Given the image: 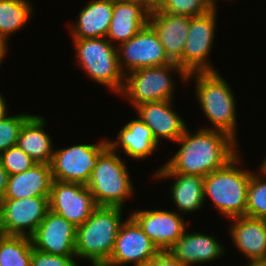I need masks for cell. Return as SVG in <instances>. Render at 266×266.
<instances>
[{"label":"cell","instance_id":"6da1fadb","mask_svg":"<svg viewBox=\"0 0 266 266\" xmlns=\"http://www.w3.org/2000/svg\"><path fill=\"white\" fill-rule=\"evenodd\" d=\"M192 133L189 128L185 130L175 142L180 148L155 173H182L205 177L225 166L240 153L237 140L226 132L199 128Z\"/></svg>","mask_w":266,"mask_h":266},{"label":"cell","instance_id":"7a4b0ae2","mask_svg":"<svg viewBox=\"0 0 266 266\" xmlns=\"http://www.w3.org/2000/svg\"><path fill=\"white\" fill-rule=\"evenodd\" d=\"M190 80L195 82L198 104L211 124L204 129L221 130L238 140L236 98L229 83L219 71L194 72L187 75V84Z\"/></svg>","mask_w":266,"mask_h":266},{"label":"cell","instance_id":"3957f363","mask_svg":"<svg viewBox=\"0 0 266 266\" xmlns=\"http://www.w3.org/2000/svg\"><path fill=\"white\" fill-rule=\"evenodd\" d=\"M239 153L222 168L204 177V201H212L225 218L245 216L251 170L241 168ZM240 166V167H239Z\"/></svg>","mask_w":266,"mask_h":266},{"label":"cell","instance_id":"277c9868","mask_svg":"<svg viewBox=\"0 0 266 266\" xmlns=\"http://www.w3.org/2000/svg\"><path fill=\"white\" fill-rule=\"evenodd\" d=\"M123 222V208L98 206L76 231V258L108 262Z\"/></svg>","mask_w":266,"mask_h":266},{"label":"cell","instance_id":"5b68a950","mask_svg":"<svg viewBox=\"0 0 266 266\" xmlns=\"http://www.w3.org/2000/svg\"><path fill=\"white\" fill-rule=\"evenodd\" d=\"M123 160L108 144L99 152L86 184L97 206L125 208V202L134 196L133 182Z\"/></svg>","mask_w":266,"mask_h":266},{"label":"cell","instance_id":"8992f818","mask_svg":"<svg viewBox=\"0 0 266 266\" xmlns=\"http://www.w3.org/2000/svg\"><path fill=\"white\" fill-rule=\"evenodd\" d=\"M77 63L89 78L118 95L122 92L125 74L121 70L117 47L106 37L72 39Z\"/></svg>","mask_w":266,"mask_h":266},{"label":"cell","instance_id":"52a82bcc","mask_svg":"<svg viewBox=\"0 0 266 266\" xmlns=\"http://www.w3.org/2000/svg\"><path fill=\"white\" fill-rule=\"evenodd\" d=\"M175 72L186 84L187 74L177 63L131 71L125 75L120 95L127 97L133 108L146 102L174 100L176 81L172 73Z\"/></svg>","mask_w":266,"mask_h":266},{"label":"cell","instance_id":"ba28073f","mask_svg":"<svg viewBox=\"0 0 266 266\" xmlns=\"http://www.w3.org/2000/svg\"><path fill=\"white\" fill-rule=\"evenodd\" d=\"M217 8L216 5L203 15L189 17V32L181 56V68L187 75L218 71L208 60L216 33Z\"/></svg>","mask_w":266,"mask_h":266},{"label":"cell","instance_id":"9c48e42d","mask_svg":"<svg viewBox=\"0 0 266 266\" xmlns=\"http://www.w3.org/2000/svg\"><path fill=\"white\" fill-rule=\"evenodd\" d=\"M108 144V138L97 144H75L54 149L50 163L53 179L62 182L87 184L95 168L99 152Z\"/></svg>","mask_w":266,"mask_h":266},{"label":"cell","instance_id":"30bf717a","mask_svg":"<svg viewBox=\"0 0 266 266\" xmlns=\"http://www.w3.org/2000/svg\"><path fill=\"white\" fill-rule=\"evenodd\" d=\"M50 196L0 201V234L31 237L50 210Z\"/></svg>","mask_w":266,"mask_h":266},{"label":"cell","instance_id":"8fae6325","mask_svg":"<svg viewBox=\"0 0 266 266\" xmlns=\"http://www.w3.org/2000/svg\"><path fill=\"white\" fill-rule=\"evenodd\" d=\"M116 47L119 64L125 75L136 69L173 63L149 23L134 37Z\"/></svg>","mask_w":266,"mask_h":266},{"label":"cell","instance_id":"7c38bea8","mask_svg":"<svg viewBox=\"0 0 266 266\" xmlns=\"http://www.w3.org/2000/svg\"><path fill=\"white\" fill-rule=\"evenodd\" d=\"M50 210L70 221L83 224L98 207L89 188L78 182L53 179L49 197Z\"/></svg>","mask_w":266,"mask_h":266},{"label":"cell","instance_id":"4fadbf2b","mask_svg":"<svg viewBox=\"0 0 266 266\" xmlns=\"http://www.w3.org/2000/svg\"><path fill=\"white\" fill-rule=\"evenodd\" d=\"M160 252L159 248L143 232L141 226L130 215L118 231L115 246L108 263L115 266H143Z\"/></svg>","mask_w":266,"mask_h":266},{"label":"cell","instance_id":"5bb4252c","mask_svg":"<svg viewBox=\"0 0 266 266\" xmlns=\"http://www.w3.org/2000/svg\"><path fill=\"white\" fill-rule=\"evenodd\" d=\"M77 227L49 210L30 237L34 249L59 256H76Z\"/></svg>","mask_w":266,"mask_h":266},{"label":"cell","instance_id":"9a60e30c","mask_svg":"<svg viewBox=\"0 0 266 266\" xmlns=\"http://www.w3.org/2000/svg\"><path fill=\"white\" fill-rule=\"evenodd\" d=\"M130 215L160 251H167L188 227L185 218L177 211L144 209L133 210Z\"/></svg>","mask_w":266,"mask_h":266},{"label":"cell","instance_id":"2e32d148","mask_svg":"<svg viewBox=\"0 0 266 266\" xmlns=\"http://www.w3.org/2000/svg\"><path fill=\"white\" fill-rule=\"evenodd\" d=\"M173 100L146 102L136 106V114L151 129L154 139L175 143L188 128L184 119L173 108Z\"/></svg>","mask_w":266,"mask_h":266},{"label":"cell","instance_id":"e0dca14e","mask_svg":"<svg viewBox=\"0 0 266 266\" xmlns=\"http://www.w3.org/2000/svg\"><path fill=\"white\" fill-rule=\"evenodd\" d=\"M211 234L187 232L167 250L185 266L201 265L220 259L225 254V247Z\"/></svg>","mask_w":266,"mask_h":266},{"label":"cell","instance_id":"ac0fdd59","mask_svg":"<svg viewBox=\"0 0 266 266\" xmlns=\"http://www.w3.org/2000/svg\"><path fill=\"white\" fill-rule=\"evenodd\" d=\"M230 220L228 232L238 252L249 262H266V219L238 216Z\"/></svg>","mask_w":266,"mask_h":266},{"label":"cell","instance_id":"d6986e66","mask_svg":"<svg viewBox=\"0 0 266 266\" xmlns=\"http://www.w3.org/2000/svg\"><path fill=\"white\" fill-rule=\"evenodd\" d=\"M153 27L168 56L181 67V56L189 32V17L162 12L157 7L149 15Z\"/></svg>","mask_w":266,"mask_h":266},{"label":"cell","instance_id":"ffe728a7","mask_svg":"<svg viewBox=\"0 0 266 266\" xmlns=\"http://www.w3.org/2000/svg\"><path fill=\"white\" fill-rule=\"evenodd\" d=\"M137 118L126 123L117 134L116 140H108V145L115 152L121 149L127 157L134 160H145L160 144L154 139L151 129Z\"/></svg>","mask_w":266,"mask_h":266},{"label":"cell","instance_id":"44dd1931","mask_svg":"<svg viewBox=\"0 0 266 266\" xmlns=\"http://www.w3.org/2000/svg\"><path fill=\"white\" fill-rule=\"evenodd\" d=\"M113 15V0H93L87 3L72 23L69 32L72 39L106 37Z\"/></svg>","mask_w":266,"mask_h":266},{"label":"cell","instance_id":"7402d4cb","mask_svg":"<svg viewBox=\"0 0 266 266\" xmlns=\"http://www.w3.org/2000/svg\"><path fill=\"white\" fill-rule=\"evenodd\" d=\"M149 15L140 5L113 0V15L106 38L111 44L117 43L116 46L128 41L149 23Z\"/></svg>","mask_w":266,"mask_h":266},{"label":"cell","instance_id":"603a6c76","mask_svg":"<svg viewBox=\"0 0 266 266\" xmlns=\"http://www.w3.org/2000/svg\"><path fill=\"white\" fill-rule=\"evenodd\" d=\"M152 176L163 180L174 179L169 190L179 214L193 213L204 207L203 176L182 173H155Z\"/></svg>","mask_w":266,"mask_h":266},{"label":"cell","instance_id":"cb8c5ba5","mask_svg":"<svg viewBox=\"0 0 266 266\" xmlns=\"http://www.w3.org/2000/svg\"><path fill=\"white\" fill-rule=\"evenodd\" d=\"M52 181L50 165L36 163L27 171L9 176L3 199L50 196Z\"/></svg>","mask_w":266,"mask_h":266},{"label":"cell","instance_id":"d4e9b609","mask_svg":"<svg viewBox=\"0 0 266 266\" xmlns=\"http://www.w3.org/2000/svg\"><path fill=\"white\" fill-rule=\"evenodd\" d=\"M46 123L44 117L31 115L22 126L16 145L36 163L50 165L55 147L52 137L44 130Z\"/></svg>","mask_w":266,"mask_h":266},{"label":"cell","instance_id":"484cf974","mask_svg":"<svg viewBox=\"0 0 266 266\" xmlns=\"http://www.w3.org/2000/svg\"><path fill=\"white\" fill-rule=\"evenodd\" d=\"M33 10L28 0H0V38L8 44L10 35L26 26Z\"/></svg>","mask_w":266,"mask_h":266},{"label":"cell","instance_id":"4316f807","mask_svg":"<svg viewBox=\"0 0 266 266\" xmlns=\"http://www.w3.org/2000/svg\"><path fill=\"white\" fill-rule=\"evenodd\" d=\"M32 254L30 237L0 234V266H30Z\"/></svg>","mask_w":266,"mask_h":266},{"label":"cell","instance_id":"83f0119b","mask_svg":"<svg viewBox=\"0 0 266 266\" xmlns=\"http://www.w3.org/2000/svg\"><path fill=\"white\" fill-rule=\"evenodd\" d=\"M245 216L266 219V176L254 170L247 190Z\"/></svg>","mask_w":266,"mask_h":266},{"label":"cell","instance_id":"f1b7e54d","mask_svg":"<svg viewBox=\"0 0 266 266\" xmlns=\"http://www.w3.org/2000/svg\"><path fill=\"white\" fill-rule=\"evenodd\" d=\"M217 4L216 0H164L157 8L162 12L193 17L209 12Z\"/></svg>","mask_w":266,"mask_h":266},{"label":"cell","instance_id":"f546056e","mask_svg":"<svg viewBox=\"0 0 266 266\" xmlns=\"http://www.w3.org/2000/svg\"><path fill=\"white\" fill-rule=\"evenodd\" d=\"M8 111L0 117V154L17 144L22 126L31 116L29 113L9 116Z\"/></svg>","mask_w":266,"mask_h":266},{"label":"cell","instance_id":"4dcf8cb0","mask_svg":"<svg viewBox=\"0 0 266 266\" xmlns=\"http://www.w3.org/2000/svg\"><path fill=\"white\" fill-rule=\"evenodd\" d=\"M2 166L9 175H15L29 170L36 162L17 145L0 154Z\"/></svg>","mask_w":266,"mask_h":266},{"label":"cell","instance_id":"1f68e13d","mask_svg":"<svg viewBox=\"0 0 266 266\" xmlns=\"http://www.w3.org/2000/svg\"><path fill=\"white\" fill-rule=\"evenodd\" d=\"M76 256H59L33 248L30 266H78Z\"/></svg>","mask_w":266,"mask_h":266},{"label":"cell","instance_id":"d6a6232c","mask_svg":"<svg viewBox=\"0 0 266 266\" xmlns=\"http://www.w3.org/2000/svg\"><path fill=\"white\" fill-rule=\"evenodd\" d=\"M143 266H185L174 258L168 251H160L155 257L147 261Z\"/></svg>","mask_w":266,"mask_h":266},{"label":"cell","instance_id":"836d02e7","mask_svg":"<svg viewBox=\"0 0 266 266\" xmlns=\"http://www.w3.org/2000/svg\"><path fill=\"white\" fill-rule=\"evenodd\" d=\"M9 176L10 175L8 174L6 169L2 166V163L0 161V201L3 199L6 193Z\"/></svg>","mask_w":266,"mask_h":266},{"label":"cell","instance_id":"e575fe53","mask_svg":"<svg viewBox=\"0 0 266 266\" xmlns=\"http://www.w3.org/2000/svg\"><path fill=\"white\" fill-rule=\"evenodd\" d=\"M124 3L136 4L144 7L149 13H151L156 7L150 0H119Z\"/></svg>","mask_w":266,"mask_h":266},{"label":"cell","instance_id":"d590c367","mask_svg":"<svg viewBox=\"0 0 266 266\" xmlns=\"http://www.w3.org/2000/svg\"><path fill=\"white\" fill-rule=\"evenodd\" d=\"M8 53V44L0 38V65Z\"/></svg>","mask_w":266,"mask_h":266},{"label":"cell","instance_id":"8d00e7d4","mask_svg":"<svg viewBox=\"0 0 266 266\" xmlns=\"http://www.w3.org/2000/svg\"><path fill=\"white\" fill-rule=\"evenodd\" d=\"M6 99L4 98V96L1 95L0 93V117L7 111L9 110L7 108V103L5 101Z\"/></svg>","mask_w":266,"mask_h":266},{"label":"cell","instance_id":"74e56055","mask_svg":"<svg viewBox=\"0 0 266 266\" xmlns=\"http://www.w3.org/2000/svg\"><path fill=\"white\" fill-rule=\"evenodd\" d=\"M262 161L261 166L258 168V172L266 176V157H264V160Z\"/></svg>","mask_w":266,"mask_h":266},{"label":"cell","instance_id":"f35d334b","mask_svg":"<svg viewBox=\"0 0 266 266\" xmlns=\"http://www.w3.org/2000/svg\"><path fill=\"white\" fill-rule=\"evenodd\" d=\"M92 266H115L108 262H91Z\"/></svg>","mask_w":266,"mask_h":266},{"label":"cell","instance_id":"ab89813d","mask_svg":"<svg viewBox=\"0 0 266 266\" xmlns=\"http://www.w3.org/2000/svg\"><path fill=\"white\" fill-rule=\"evenodd\" d=\"M245 266H266V262H248Z\"/></svg>","mask_w":266,"mask_h":266},{"label":"cell","instance_id":"60d3db41","mask_svg":"<svg viewBox=\"0 0 266 266\" xmlns=\"http://www.w3.org/2000/svg\"><path fill=\"white\" fill-rule=\"evenodd\" d=\"M150 1L155 7H158L164 0H150Z\"/></svg>","mask_w":266,"mask_h":266}]
</instances>
